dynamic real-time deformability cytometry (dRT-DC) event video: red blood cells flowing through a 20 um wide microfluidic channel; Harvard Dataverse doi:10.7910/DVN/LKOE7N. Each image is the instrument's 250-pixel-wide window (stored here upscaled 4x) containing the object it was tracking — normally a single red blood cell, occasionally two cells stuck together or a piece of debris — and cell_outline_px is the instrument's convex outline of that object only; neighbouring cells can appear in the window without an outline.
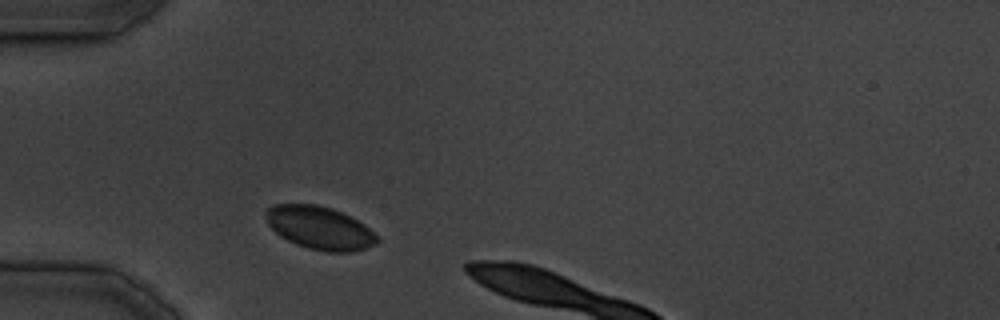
{"species": "common noctule bat (a hibernating species)", "species_latin": "Nyctalus noctula", "temperature_condition": "cold", "stored_images_in_passage": 5, "camera_frame_rate_fps": 3000, "um_per_image_px": 0.085, "animal": {"sex": "male", "body_mass_g": 19.5, "forearm_length_mm": 54.6}, "frame": {"image": 1, "passage_image": 1, "time_ms": 0.0, "image_size_px": [1000, 320], "cell_outline_px": [[380, 240], [376, 244], [356, 252], [328, 252], [308, 248], [296, 244], [280, 236], [268, 224], [264, 212], [272, 204], [316, 204], [332, 208], [364, 224], [380, 236]], "centroid_in_image_um": [27.2, 19.38], "position_along_channel_um": 57.8, "area_um2": 28.03}}